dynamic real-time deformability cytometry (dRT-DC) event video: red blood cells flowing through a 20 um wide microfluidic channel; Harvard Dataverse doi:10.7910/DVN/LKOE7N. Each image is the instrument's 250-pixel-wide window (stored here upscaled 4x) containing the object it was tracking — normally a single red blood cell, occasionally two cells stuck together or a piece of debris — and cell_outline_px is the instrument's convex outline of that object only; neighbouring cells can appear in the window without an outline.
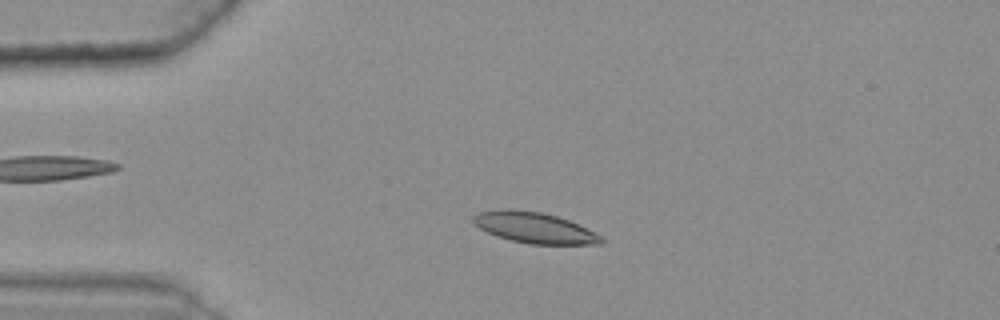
{"species": "common noctule bat (a hibernating species)", "species_latin": "Nyctalus noctula", "temperature_condition": "warm", "stored_images_in_passage": 44, "camera_frame_rate_fps": 3000, "um_per_image_px": 0.085, "animal": {"sex": "female", "body_mass_g": 25.1}, "frame": {"image": 1, "passage_image": 11, "time_ms": 3.333, "image_size_px": [1000, 320], "cell_outline_px": [[604, 244], [528, 244], [512, 240], [488, 232], [472, 224], [472, 216], [480, 212], [504, 208], [512, 208], [544, 212], [568, 220], [600, 236], [604, 240]], "centroid_in_image_um": [45.37, 19.34], "position_along_channel_um": 39.6, "area_um2": 22.83}}
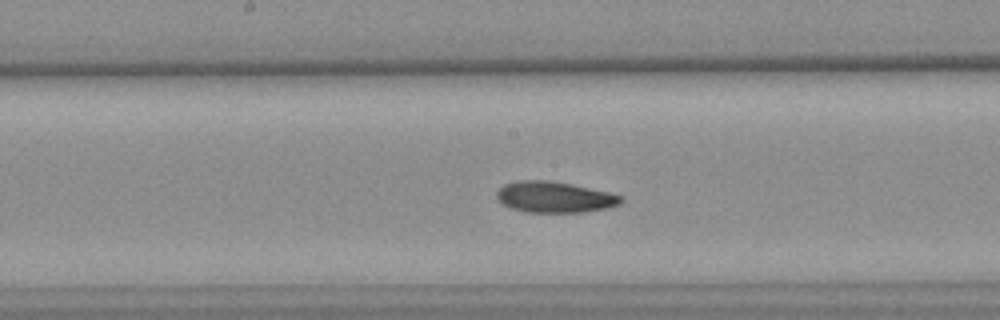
{"frame": {"image": 2, "passage_image": 27, "time_ms": 8.667, "image_size_px": [1000, 320], "cell_outline_px": [[624, 200], [620, 204], [608, 208], [584, 212], [524, 212], [512, 208], [504, 204], [496, 196], [496, 192], [504, 184], [520, 180], [544, 180], [572, 184], [608, 192], [620, 196]], "centroid_in_image_um": [47.14, 16.75], "position_along_channel_um": 201.1, "area_um2": 22.31}}
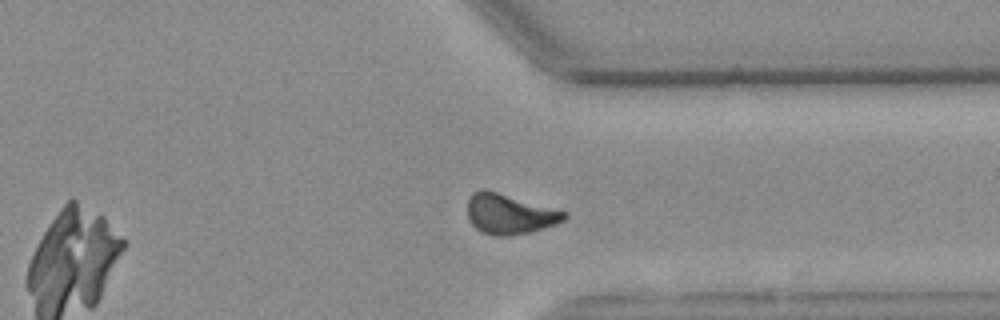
{"frame": {"image": 3, "passage_image": 41, "time_ms": 13.333, "image_size_px": [1000, 320], "cell_outline_px": [[568, 216], [564, 220], [556, 224], [532, 232], [508, 236], [492, 236], [476, 228], [468, 220], [468, 196], [472, 192], [484, 188], [568, 212]], "centroid_in_image_um": [43.3, 18.19], "position_along_channel_um": 368.1, "area_um2": 22.83}, "authors_computed_cell_mechanics": {"area_um2": 22.3686, "velocity_mm_per_s": 3.5835, "shape_relaxation_time_tau1_ms": null, "shape_relaxation_time_tau2_ms": 4.8135, "deformation_change_tau1": null, "deformation_change_tau2": 0.1026}}